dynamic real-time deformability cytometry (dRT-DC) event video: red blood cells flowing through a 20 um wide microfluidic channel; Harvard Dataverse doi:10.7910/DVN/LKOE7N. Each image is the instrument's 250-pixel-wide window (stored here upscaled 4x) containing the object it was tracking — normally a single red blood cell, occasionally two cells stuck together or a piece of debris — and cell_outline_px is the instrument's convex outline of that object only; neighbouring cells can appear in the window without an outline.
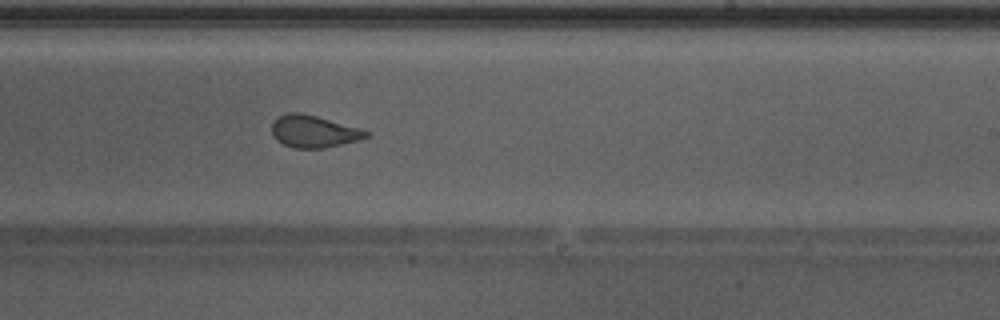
{"species": "Egyptian fruit bat (a non-hibernating species)", "species_latin": "Rousettus aegyptiacus", "temperature_condition": "warm", "stored_images_in_passage": 33, "camera_frame_rate_fps": 3000, "um_per_image_px": 0.085, "animal": {"sex": "male"}, "frame": {"image": 1, "passage_image": 15, "time_ms": 4.667, "image_size_px": [1000, 320], "cell_outline_px": [[372, 132], [368, 136], [356, 140], [324, 148], [292, 148], [276, 140], [272, 136], [272, 124], [276, 116], [288, 112], [304, 112]], "centroid_in_image_um": [26.61, 11.15], "position_along_channel_um": 262.4, "area_um2": 17.74}, "authors_computed_cell_mechanics": {"area_um2": 18.3804, "velocity_mm_per_s": 4.3172, "shape_relaxation_time_tau1_ms": null, "shape_relaxation_time_tau2_ms": 0.9644, "deformation_change_tau1": null, "deformation_change_tau2": 0.079}}